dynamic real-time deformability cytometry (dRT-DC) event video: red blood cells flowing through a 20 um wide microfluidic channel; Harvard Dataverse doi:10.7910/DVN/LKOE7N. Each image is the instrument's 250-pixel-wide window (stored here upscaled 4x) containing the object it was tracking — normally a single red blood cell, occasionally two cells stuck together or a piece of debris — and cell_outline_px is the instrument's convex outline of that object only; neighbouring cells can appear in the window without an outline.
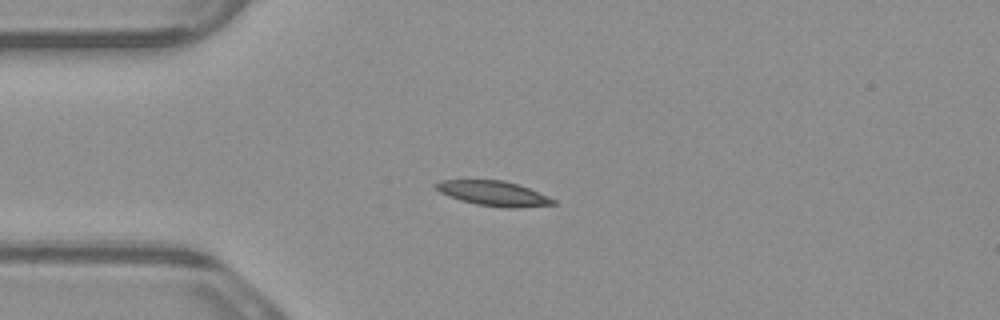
{"species": "common noctule bat (a hibernating species)", "species_latin": "Nyctalus noctula", "temperature_condition": "warm", "stored_images_in_passage": 1, "camera_frame_rate_fps": 3000, "um_per_image_px": 0.085, "animal": {"sex": "male", "body_mass_g": 23.1, "forearm_length_mm": 52.7}, "frame": {"image": 1, "passage_image": 1, "time_ms": 0.0, "image_size_px": [1000, 320], "cell_outline_px": [[556, 204], [520, 208], [504, 208], [476, 204], [460, 200], [448, 196], [432, 188], [432, 184], [440, 180], [504, 180], [528, 188], [548, 196], [556, 200]], "centroid_in_image_um": [41.9, 16.44], "position_along_channel_um": 43.1, "area_um2": 17.17}}